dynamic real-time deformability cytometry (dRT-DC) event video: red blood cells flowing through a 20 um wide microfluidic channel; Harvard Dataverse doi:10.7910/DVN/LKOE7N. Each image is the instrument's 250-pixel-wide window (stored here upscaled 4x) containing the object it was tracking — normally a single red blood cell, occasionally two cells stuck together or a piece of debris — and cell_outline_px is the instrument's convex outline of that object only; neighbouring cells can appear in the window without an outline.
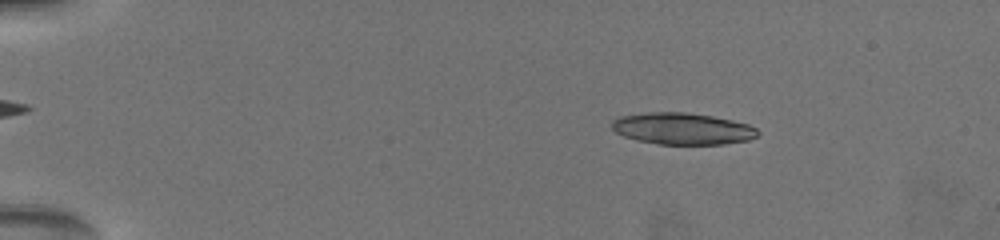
{"species": "common noctule bat (a hibernating species)", "species_latin": "Nyctalus noctula", "temperature_condition": "warm", "stored_images_in_passage": 79, "camera_frame_rate_fps": 3000, "um_per_image_px": 0.085, "animal": {"sex": "female", "body_mass_g": 19.5, "forearm_length_mm": 54.1}, "frame": {"image": 1, "passage_image": 18, "time_ms": 3.333, "image_size_px": [1000, 240], "cell_outline_px": [[760, 132], [756, 136], [748, 140], [724, 144], [660, 144], [636, 140], [624, 136], [616, 132], [612, 128], [612, 120], [620, 116], [648, 112], [684, 112], [712, 116], [732, 120], [748, 124], [756, 128]], "centroid_in_image_um": [58.0, 10.93], "position_along_channel_um": 27.0, "area_um2": 26.88}}
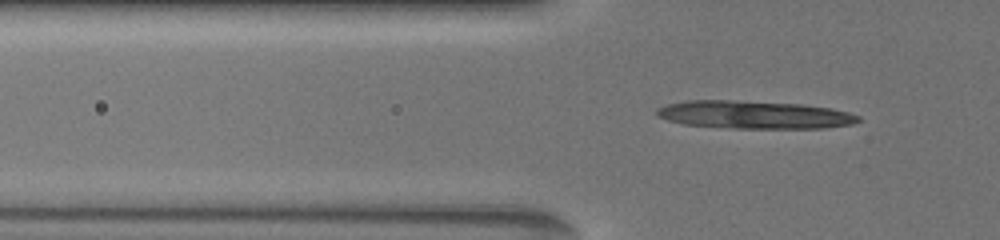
{"frame": {"image": 2, "passage_image": 28, "time_ms": 6.667, "image_size_px": [1000, 240], "cell_outline_px": [[860, 120], [852, 124], [820, 128], [736, 128], [684, 124], [668, 120], [660, 116], [656, 112], [656, 108], [668, 104], [688, 100], [728, 100], [800, 104], [832, 108], [848, 112], [860, 116]], "centroid_in_image_um": [64.12, 9.75], "position_along_channel_um": 61.7, "area_um2": 32.43}}